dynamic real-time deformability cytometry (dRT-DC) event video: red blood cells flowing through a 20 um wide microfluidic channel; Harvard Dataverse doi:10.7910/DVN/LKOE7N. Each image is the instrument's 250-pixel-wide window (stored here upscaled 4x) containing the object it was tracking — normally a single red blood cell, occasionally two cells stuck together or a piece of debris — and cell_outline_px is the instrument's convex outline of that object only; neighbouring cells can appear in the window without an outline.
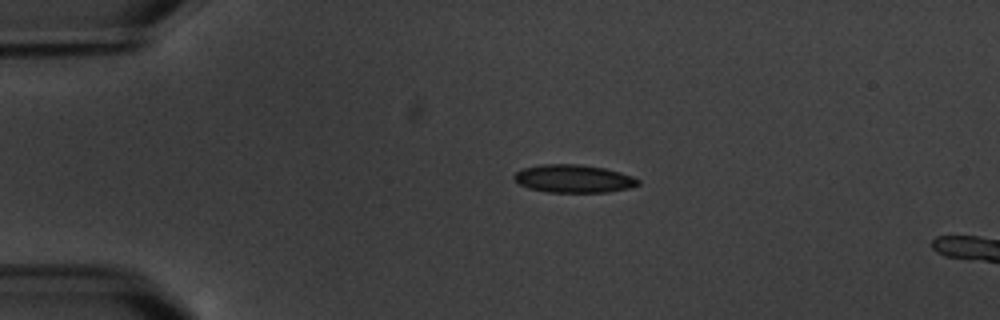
{"species": "common noctule bat (a hibernating species)", "species_latin": "Nyctalus noctula", "temperature_condition": "warm", "stored_images_in_passage": 4, "camera_frame_rate_fps": 3000, "um_per_image_px": 0.085, "animal": {"sex": "male", "body_mass_g": 20.1, "forearm_length_mm": 53.5}, "frame": {"image": 1, "passage_image": 1, "time_ms": 0.0, "image_size_px": [1000, 320], "cell_outline_px": [[640, 184], [628, 188], [608, 192], [548, 192], [528, 188], [520, 184], [512, 176], [516, 172], [524, 168], [540, 164], [580, 164], [604, 168], [620, 172], [632, 176], [640, 180]], "centroid_in_image_um": [48.76, 15.18], "position_along_channel_um": 36.2, "area_um2": 20.17}}
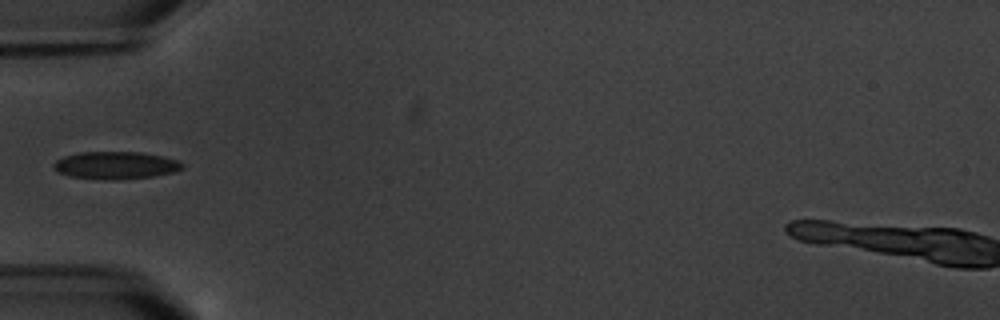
{"frame": {"image": 2, "passage_image": 3, "time_ms": 2.333, "image_size_px": [1000, 320], "cell_outline_px": [[184, 168], [172, 172], [152, 176], [116, 180], [104, 180], [72, 176], [56, 172], [52, 168], [52, 164], [56, 160], [64, 156], [80, 152], [140, 152], [180, 160], [184, 164]], "centroid_in_image_um": [9.81, 14.05], "position_along_channel_um": 75.2, "area_um2": 20.69}}